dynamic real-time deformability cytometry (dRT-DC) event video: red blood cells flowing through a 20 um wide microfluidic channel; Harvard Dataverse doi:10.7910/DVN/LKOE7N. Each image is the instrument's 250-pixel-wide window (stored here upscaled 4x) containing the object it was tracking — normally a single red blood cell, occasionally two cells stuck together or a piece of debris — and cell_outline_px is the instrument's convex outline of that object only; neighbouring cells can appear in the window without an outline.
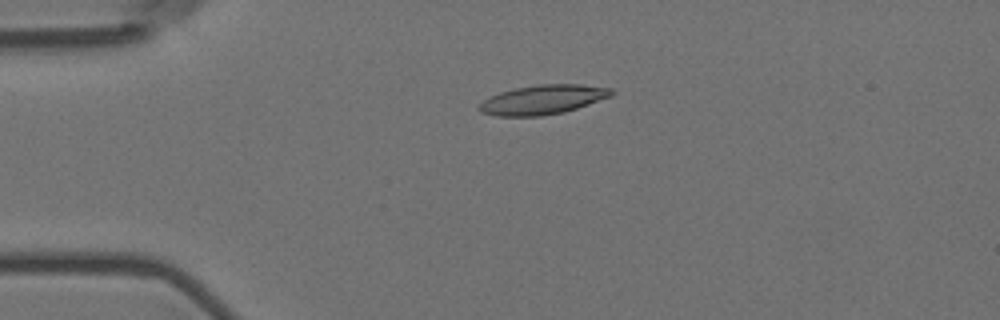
{"species": "Egyptian fruit bat (a non-hibernating species)", "species_latin": "Rousettus aegyptiacus", "temperature_condition": "room temperature", "stored_images_in_passage": 4, "camera_frame_rate_fps": 3000, "um_per_image_px": 0.085, "animal": {"sex": "female"}, "frame": {"image": 1, "passage_image": 3, "time_ms": 0.667, "image_size_px": [1000, 320], "cell_outline_px": [[612, 96], [564, 112], [540, 116], [496, 116], [480, 112], [476, 108], [484, 100], [500, 92], [516, 88], [540, 84], [580, 84], [612, 88]], "centroid_in_image_um": [46.12, 8.47], "position_along_channel_um": 38.9, "area_um2": 22.48}}